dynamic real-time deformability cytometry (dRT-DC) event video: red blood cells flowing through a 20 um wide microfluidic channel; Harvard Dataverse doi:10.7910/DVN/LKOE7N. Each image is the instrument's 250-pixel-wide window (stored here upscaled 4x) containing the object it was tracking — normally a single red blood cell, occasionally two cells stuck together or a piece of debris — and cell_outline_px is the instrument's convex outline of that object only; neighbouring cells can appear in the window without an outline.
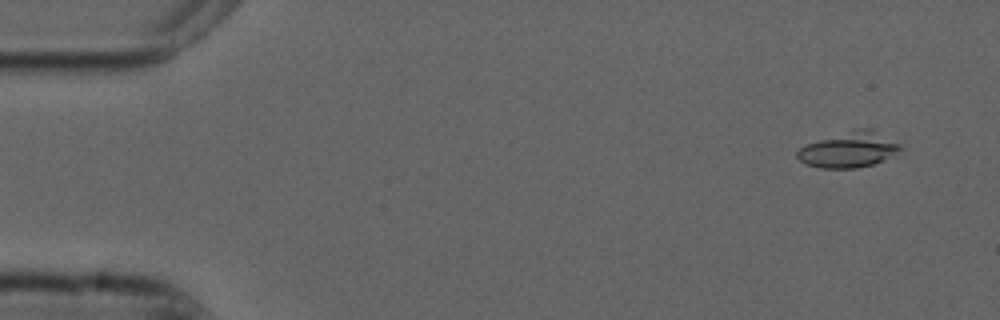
{"species": "common noctule bat (a hibernating species)", "species_latin": "Nyctalus noctula", "temperature_condition": "cold", "stored_images_in_passage": 13, "camera_frame_rate_fps": 3000, "um_per_image_px": 0.085, "animal": {"sex": "male", "forearm_length_mm": 52.5}, "frame": {"image": 1, "passage_image": 4, "time_ms": 1.0, "image_size_px": [1000, 320], "cell_outline_px": [[900, 148], [892, 156], [872, 164], [856, 168], [820, 168], [804, 164], [796, 156], [796, 152], [800, 148], [808, 144], [852, 128], [876, 128], [900, 144]], "centroid_in_image_um": [72.17, 12.7], "position_along_channel_um": 12.8, "area_um2": 21.44}}